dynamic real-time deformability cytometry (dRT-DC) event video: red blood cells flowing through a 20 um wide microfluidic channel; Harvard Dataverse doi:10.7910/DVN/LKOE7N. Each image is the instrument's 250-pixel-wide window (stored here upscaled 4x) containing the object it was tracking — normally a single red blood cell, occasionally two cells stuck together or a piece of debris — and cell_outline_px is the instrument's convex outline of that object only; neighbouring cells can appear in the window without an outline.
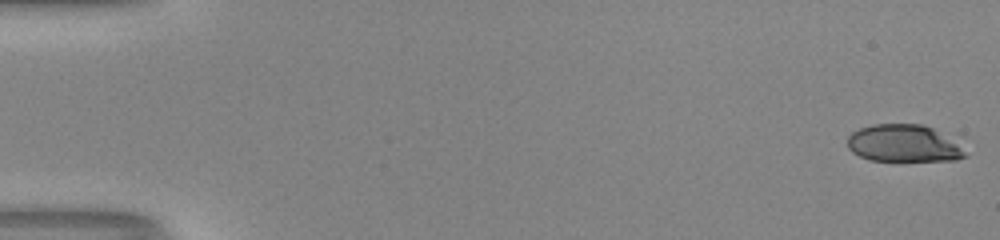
{"species": "human", "species_latin": "Homo sapiens", "temperature_condition": "room temperature", "stored_images_in_passage": 51, "camera_frame_rate_fps": 3000, "um_per_image_px": 0.085, "donor": {"sex": "male"}, "frame": {"image": 1, "passage_image": 1, "time_ms": 0.0, "image_size_px": [1000, 240], "cell_outline_px": [[968, 156], [956, 160], [868, 160], [852, 152], [848, 148], [848, 136], [852, 132], [860, 128], [872, 124], [920, 124], [932, 128], [964, 152]], "centroid_in_image_um": [76.69, 12.19], "position_along_channel_um": 8.3, "area_um2": 24.74}}
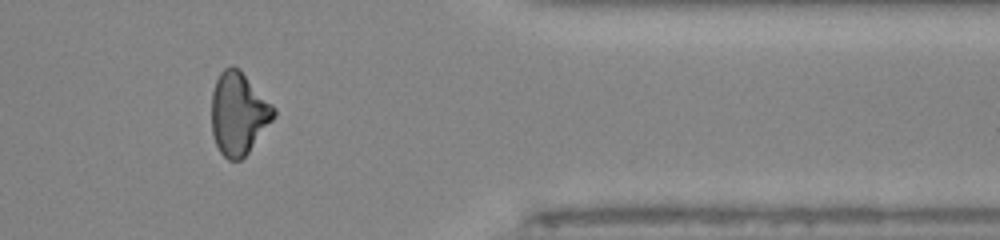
{"frame": {"image": 2, "passage_image": 43, "time_ms": 14.0, "image_size_px": [1000, 240], "cell_outline_px": [[276, 116], [248, 152], [240, 160], [228, 160], [220, 152], [216, 144], [212, 132], [212, 92], [216, 80], [220, 72], [224, 68], [232, 64], [240, 68], [276, 108]], "centroid_in_image_um": [20.28, 9.61], "position_along_channel_um": 391.1, "area_um2": 30.06}}
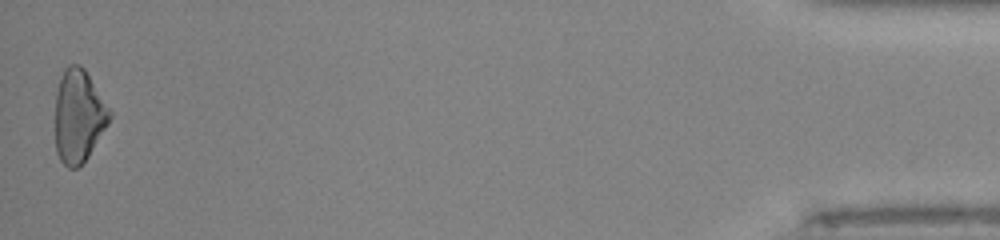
{"frame": {"image": 3, "passage_image": 51, "time_ms": 16.667, "image_size_px": [1000, 240], "cell_outline_px": [[112, 116], [108, 124], [88, 156], [76, 168], [68, 168], [60, 160], [56, 152], [56, 92], [64, 68], [68, 64], [80, 64], [84, 68], [112, 112]], "centroid_in_image_um": [6.68, 9.85], "position_along_channel_um": 428.5, "area_um2": 29.25}, "authors_computed_cell_mechanics": {"area_um2": 29.3624, "velocity_mm_per_s": 4.184, "shape_relaxation_time_tau1_ms": null, "shape_relaxation_time_tau2_ms": 3.3027, "deformation_change_tau1": null, "deformation_change_tau2": 0.1104}}